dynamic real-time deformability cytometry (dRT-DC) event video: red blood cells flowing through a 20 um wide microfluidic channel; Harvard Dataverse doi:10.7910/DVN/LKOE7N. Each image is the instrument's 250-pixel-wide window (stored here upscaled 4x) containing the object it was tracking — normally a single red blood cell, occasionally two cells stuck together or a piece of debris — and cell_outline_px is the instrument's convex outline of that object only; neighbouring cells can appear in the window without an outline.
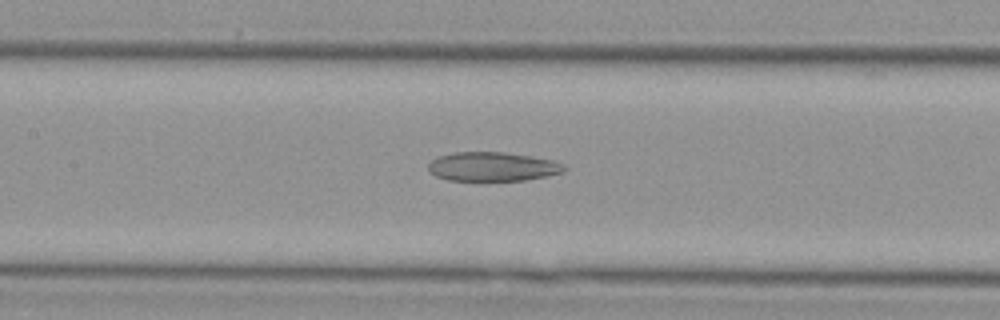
{"species": "Egyptian fruit bat (a non-hibernating species)", "species_latin": "Rousettus aegyptiacus", "temperature_condition": "cold", "stored_images_in_passage": 37, "camera_frame_rate_fps": 3000, "um_per_image_px": 0.085, "animal": {"sex": "female"}, "frame": {"image": 1, "passage_image": 12, "time_ms": 3.667, "image_size_px": [1000, 320], "cell_outline_px": [[568, 168], [564, 172], [524, 180], [448, 180], [436, 176], [428, 172], [428, 164], [432, 160], [440, 156], [456, 152], [504, 152], [532, 156], [552, 160], [564, 164]], "centroid_in_image_um": [41.87, 14.16], "position_along_channel_um": 165.5, "area_um2": 22.95}}
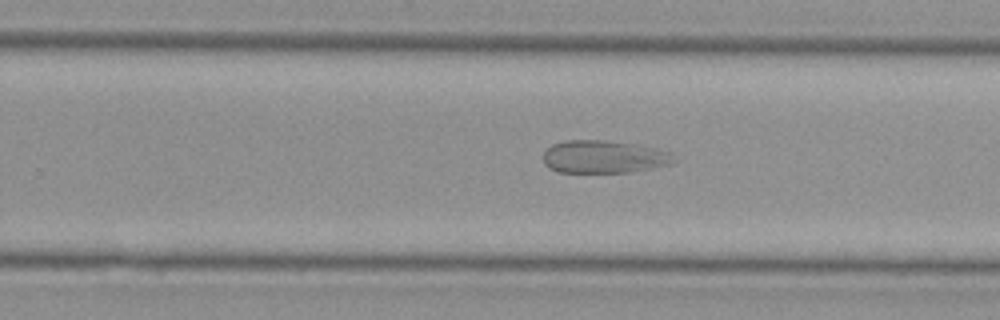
{"frame": {"image": 2, "passage_image": 20, "time_ms": 6.333, "image_size_px": [1000, 320], "cell_outline_px": [[672, 164], [652, 168], [628, 172], [560, 172], [548, 168], [544, 164], [544, 152], [552, 144], [568, 140], [604, 140], [636, 144], [656, 148], [672, 152]], "centroid_in_image_um": [51.31, 13.32], "position_along_channel_um": 278.5, "area_um2": 24.85}}
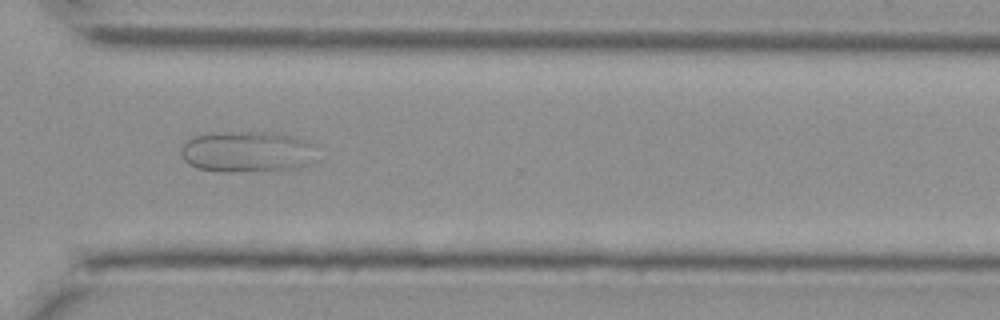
{"frame": {"image": 3, "passage_image": 25, "time_ms": 8.0, "image_size_px": [1000, 320], "cell_outline_px": [[316, 160], [308, 164], [296, 168], [196, 168], [188, 164], [184, 160], [180, 152], [180, 148], [192, 136], [216, 132], [272, 132], [292, 136], [308, 140], [312, 144]], "centroid_in_image_um": [21.01, 12.81], "position_along_channel_um": 349.6, "area_um2": 31.15}}